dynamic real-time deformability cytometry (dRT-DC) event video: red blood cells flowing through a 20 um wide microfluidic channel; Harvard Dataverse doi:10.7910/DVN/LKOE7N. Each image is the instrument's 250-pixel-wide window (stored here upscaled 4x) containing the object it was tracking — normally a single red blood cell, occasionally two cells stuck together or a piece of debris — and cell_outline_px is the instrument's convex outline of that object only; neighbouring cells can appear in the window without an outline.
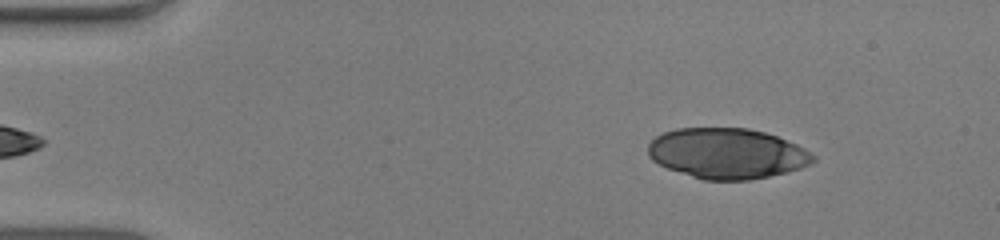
{"species": "human", "species_latin": "Homo sapiens", "temperature_condition": "warm", "stored_images_in_passage": 46, "camera_frame_rate_fps": 3000, "um_per_image_px": 0.085, "donor": {"sex": "male"}, "frame": {"image": 1, "passage_image": 2, "time_ms": 0.333, "image_size_px": [1000, 240], "cell_outline_px": [[816, 160], [812, 164], [788, 172], [748, 180], [704, 180], [668, 168], [652, 160], [648, 156], [648, 144], [656, 136], [664, 132], [676, 128], [748, 128], [764, 132], [776, 136], [796, 144], [804, 148], [816, 156]], "centroid_in_image_um": [61.81, 13.04], "position_along_channel_um": 23.2, "area_um2": 48.49}}